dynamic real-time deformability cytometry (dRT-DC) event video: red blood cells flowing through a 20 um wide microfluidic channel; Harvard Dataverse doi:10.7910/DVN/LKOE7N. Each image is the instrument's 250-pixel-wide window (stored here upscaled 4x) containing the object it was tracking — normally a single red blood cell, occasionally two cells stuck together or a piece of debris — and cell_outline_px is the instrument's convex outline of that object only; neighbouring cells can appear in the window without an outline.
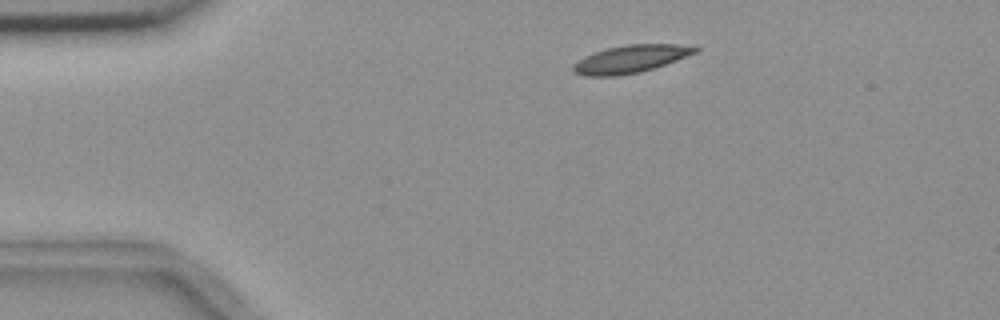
{"species": "common noctule bat (a hibernating species)", "species_latin": "Nyctalus noctula", "temperature_condition": "room temperature", "stored_images_in_passage": 4, "camera_frame_rate_fps": 3000, "um_per_image_px": 0.085, "animal": {"sex": "female", "body_mass_g": 18.4}, "frame": {"image": 1, "passage_image": 2, "time_ms": 1.333, "image_size_px": [1000, 320], "cell_outline_px": [[700, 48], [696, 52], [676, 60], [640, 72], [620, 76], [584, 76], [572, 72], [572, 64], [584, 56], [608, 48], [628, 44], [696, 44]], "centroid_in_image_um": [53.6, 5.01], "position_along_channel_um": 31.4, "area_um2": 19.77}}